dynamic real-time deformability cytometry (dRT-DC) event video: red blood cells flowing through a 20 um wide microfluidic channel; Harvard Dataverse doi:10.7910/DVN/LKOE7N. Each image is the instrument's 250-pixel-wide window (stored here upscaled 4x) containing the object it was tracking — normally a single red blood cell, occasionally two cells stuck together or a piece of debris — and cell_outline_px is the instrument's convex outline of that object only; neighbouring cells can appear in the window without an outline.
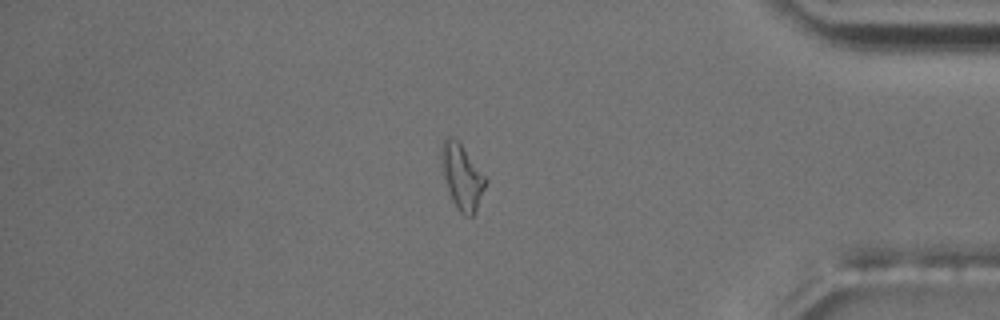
{"species": "common noctule bat (a hibernating species)", "species_latin": "Nyctalus noctula", "temperature_condition": "room temperature", "stored_images_in_passage": 55, "camera_frame_rate_fps": 3000, "um_per_image_px": 0.085, "animal": {"sex": "male", "body_mass_g": 17.5, "forearm_length_mm": 52.3}, "frame": {"image": 1, "passage_image": 47, "time_ms": 15.333, "image_size_px": [1000, 320], "cell_outline_px": [[488, 180], [476, 208], [472, 216], [464, 216], [456, 208], [452, 200], [444, 176], [440, 160], [440, 148], [444, 140], [448, 136], [452, 136], [460, 144]], "centroid_in_image_um": [39.24, 15.01], "position_along_channel_um": 396.0, "area_um2": 16.36}}